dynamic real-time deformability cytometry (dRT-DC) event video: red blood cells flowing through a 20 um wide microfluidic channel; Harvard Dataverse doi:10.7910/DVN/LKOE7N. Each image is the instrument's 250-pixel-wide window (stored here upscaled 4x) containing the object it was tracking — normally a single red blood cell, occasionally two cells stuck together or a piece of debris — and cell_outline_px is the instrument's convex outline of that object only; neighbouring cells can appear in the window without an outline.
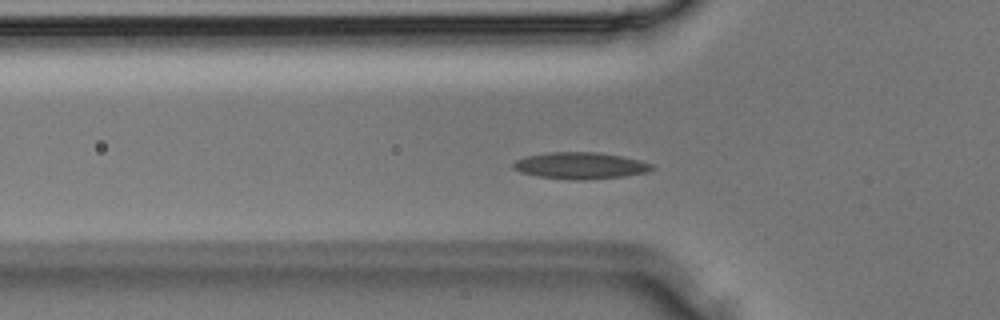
{"species": "Egyptian fruit bat (a non-hibernating species)", "species_latin": "Rousettus aegyptiacus", "temperature_condition": "room temperature", "stored_images_in_passage": 30, "camera_frame_rate_fps": 3000, "um_per_image_px": 0.085, "animal": {"sex": "male"}, "frame": {"image": 1, "passage_image": 5, "time_ms": 1.333, "image_size_px": [1000, 320], "cell_outline_px": [[656, 168], [648, 172], [624, 176], [584, 180], [576, 180], [536, 176], [520, 172], [512, 168], [512, 164], [516, 160], [528, 156], [548, 152], [600, 152], [640, 160], [652, 164]], "centroid_in_image_um": [49.34, 14.08], "position_along_channel_um": 76.5, "area_um2": 21.56}}
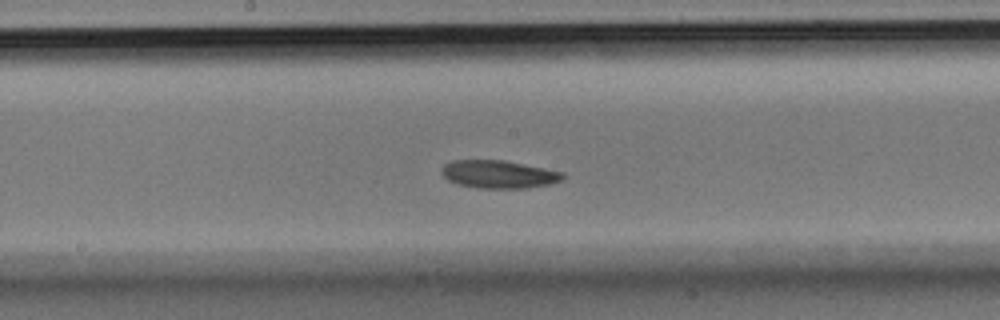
{"frame": {"image": 2, "passage_image": 12, "time_ms": 3.667, "image_size_px": [1000, 320], "cell_outline_px": [[564, 176], [560, 180], [548, 184], [528, 188], [480, 188], [456, 184], [448, 180], [440, 172], [440, 168], [444, 164], [452, 160], [504, 160], [564, 172]], "centroid_in_image_um": [42.34, 14.81], "position_along_channel_um": 205.9, "area_um2": 19.71}}
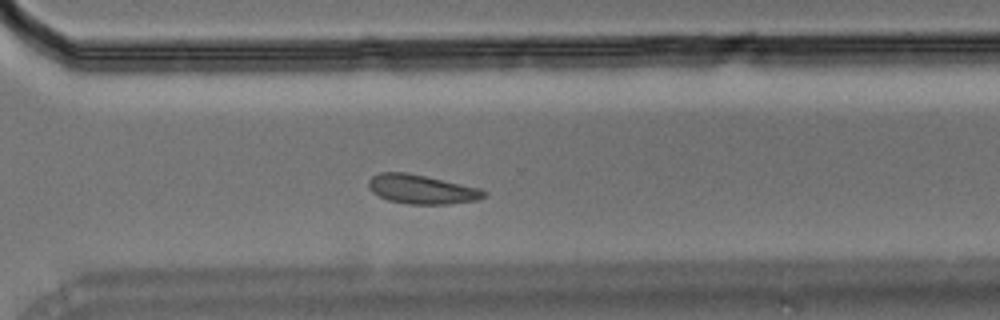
{"frame": {"image": 3, "passage_image": 19, "time_ms": 6.0, "image_size_px": [1000, 320], "cell_outline_px": [[488, 196], [480, 200], [448, 204], [408, 204], [388, 200], [372, 192], [368, 188], [368, 180], [372, 176], [380, 172], [408, 172], [480, 188], [488, 192]], "centroid_in_image_um": [35.87, 16.09], "position_along_channel_um": 334.7, "area_um2": 19.83}}